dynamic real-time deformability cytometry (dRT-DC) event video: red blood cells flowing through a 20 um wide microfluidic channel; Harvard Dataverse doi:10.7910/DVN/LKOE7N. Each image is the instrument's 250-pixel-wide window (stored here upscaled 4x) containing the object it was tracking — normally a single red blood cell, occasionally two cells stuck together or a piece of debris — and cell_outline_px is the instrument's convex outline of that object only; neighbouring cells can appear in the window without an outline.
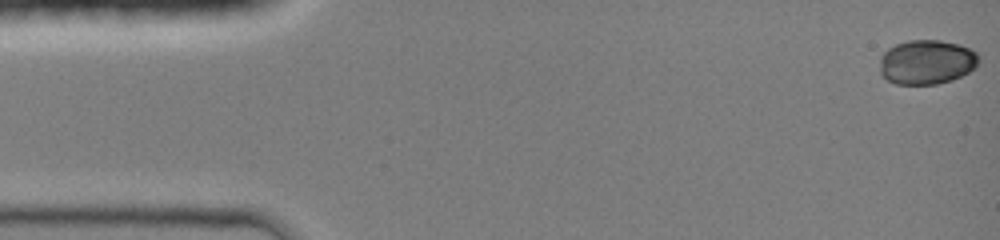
{"species": "common noctule bat (a hibernating species)", "species_latin": "Nyctalus noctula", "temperature_condition": "room temperature", "stored_images_in_passage": 45, "camera_frame_rate_fps": 3000, "um_per_image_px": 0.085, "animal": {"sex": "female", "body_mass_g": 19.0, "forearm_length_mm": 51.5}, "frame": {"image": 1, "passage_image": 1, "time_ms": 0.0, "image_size_px": [1000, 240], "cell_outline_px": [[980, 60], [976, 68], [952, 80], [936, 84], [896, 84], [888, 80], [880, 72], [880, 56], [888, 48], [896, 44], [908, 40], [940, 40], [960, 44], [976, 52], [980, 56]], "centroid_in_image_um": [78.79, 5.27], "position_along_channel_um": 6.2, "area_um2": 25.84}}
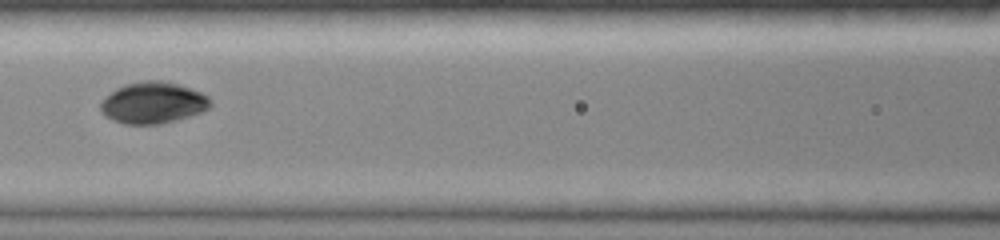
{"frame": {"image": 2, "passage_image": 20, "time_ms": 6.333, "image_size_px": [1000, 240], "cell_outline_px": [[212, 104], [208, 108], [200, 112], [176, 120], [160, 124], [124, 124], [112, 120], [104, 116], [100, 112], [100, 104], [116, 88], [124, 84], [144, 80], [160, 80], [176, 84], [200, 92], [208, 96]], "centroid_in_image_um": [12.98, 8.74], "position_along_channel_um": 153.6, "area_um2": 26.36}}
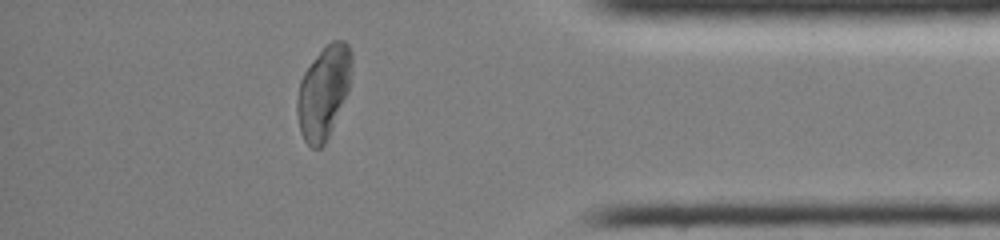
{"frame": {"image": 3, "passage_image": 39, "time_ms": 12.667, "image_size_px": [1000, 240], "cell_outline_px": [[352, 68], [348, 92], [328, 136], [324, 144], [320, 148], [312, 148], [304, 140], [300, 132], [296, 112], [296, 100], [300, 80], [304, 72], [316, 56], [332, 40], [344, 40], [348, 44], [352, 52]], "centroid_in_image_um": [27.5, 7.82], "position_along_channel_um": 407.7, "area_um2": 29.42}, "authors_computed_cell_mechanics": {"area_um2": 26.877, "velocity_mm_per_s": 4.2882, "shape_relaxation_time_tau1_ms": 3.5803, "shape_relaxation_time_tau2_ms": null, "deformation_change_tau1": 0.094, "deformation_change_tau2": null}}